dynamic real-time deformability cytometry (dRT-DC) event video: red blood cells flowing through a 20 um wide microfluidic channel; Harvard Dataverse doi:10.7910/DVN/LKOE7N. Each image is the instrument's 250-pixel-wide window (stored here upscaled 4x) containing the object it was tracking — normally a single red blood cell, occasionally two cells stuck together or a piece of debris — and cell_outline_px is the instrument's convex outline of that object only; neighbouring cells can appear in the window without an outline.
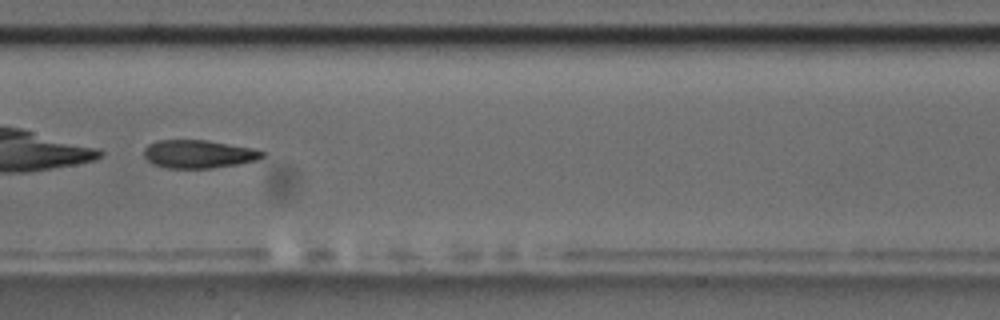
{"species": "common noctule bat (a hibernating species)", "species_latin": "Nyctalus noctula", "temperature_condition": "room temperature", "stored_images_in_passage": 9, "camera_frame_rate_fps": 3000, "um_per_image_px": 0.085, "animal": {"sex": "male", "body_mass_g": 17.5, "forearm_length_mm": 52.3}, "frame": {"image": 1, "passage_image": 8, "time_ms": 7.667, "image_size_px": [1000, 320], "cell_outline_px": [[268, 152], [264, 156], [256, 160], [236, 164], [212, 168], [164, 168], [152, 164], [144, 156], [144, 148], [148, 144], [156, 140], [208, 140], [252, 148]], "centroid_in_image_um": [16.86, 13.09], "position_along_channel_um": 190.5, "area_um2": 19.54}}
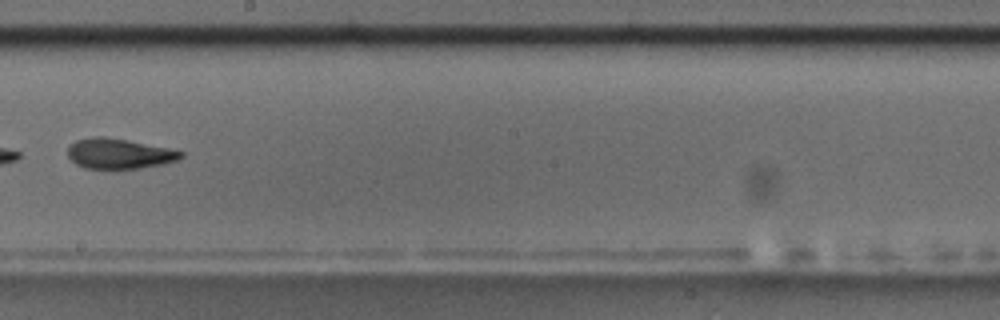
{"frame": {"image": 2, "passage_image": 9, "time_ms": 9.0, "image_size_px": [1000, 320], "cell_outline_px": [[184, 156], [176, 160], [164, 164], [116, 172], [84, 168], [76, 164], [68, 156], [68, 148], [76, 140], [96, 136], [104, 136], [128, 140], [168, 148], [184, 152]], "centroid_in_image_um": [10.11, 13.11], "position_along_channel_um": 238.1, "area_um2": 20.58}}